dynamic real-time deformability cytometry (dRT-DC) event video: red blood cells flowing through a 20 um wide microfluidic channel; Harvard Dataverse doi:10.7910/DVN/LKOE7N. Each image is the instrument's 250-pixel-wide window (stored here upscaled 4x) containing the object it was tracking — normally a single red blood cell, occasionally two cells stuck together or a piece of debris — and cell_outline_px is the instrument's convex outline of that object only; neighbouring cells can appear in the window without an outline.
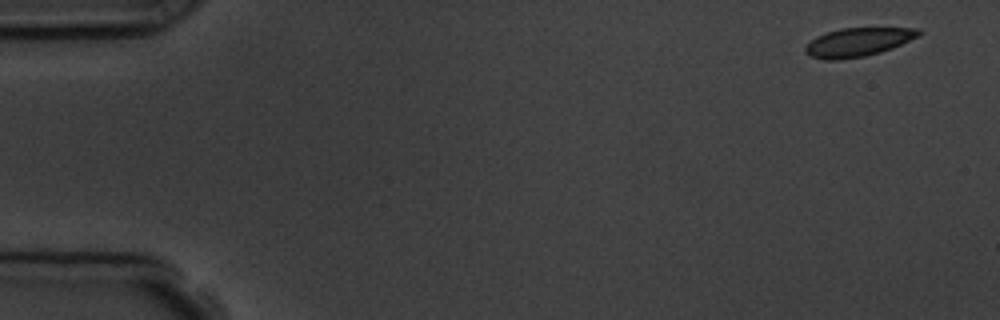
{"species": "common noctule bat (a hibernating species)", "species_latin": "Nyctalus noctula", "temperature_condition": "room temperature", "stored_images_in_passage": 6, "camera_frame_rate_fps": 3000, "um_per_image_px": 0.085, "animal": {"sex": "male", "body_mass_g": 19.5, "forearm_length_mm": 54.6}, "frame": {"image": 1, "passage_image": 1, "time_ms": 0.0, "image_size_px": [1000, 320], "cell_outline_px": [[924, 32], [920, 36], [892, 48], [880, 52], [864, 56], [840, 60], [824, 60], [812, 56], [804, 52], [804, 48], [816, 36], [840, 28], [920, 28]], "centroid_in_image_um": [72.96, 3.58], "position_along_channel_um": 12.0, "area_um2": 18.96}}
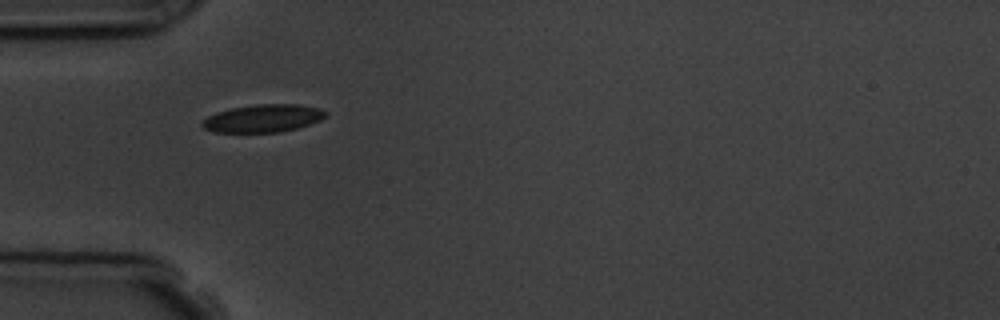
{"frame": {"image": 2, "passage_image": 5, "time_ms": 4.667, "image_size_px": [1000, 320], "cell_outline_px": [[328, 112], [320, 120], [296, 128], [280, 132], [212, 132], [204, 128], [200, 124], [208, 116], [216, 112], [232, 108], [256, 104], [300, 104], [320, 108]], "centroid_in_image_um": [22.35, 10.05], "position_along_channel_um": 62.6, "area_um2": 19.88}}